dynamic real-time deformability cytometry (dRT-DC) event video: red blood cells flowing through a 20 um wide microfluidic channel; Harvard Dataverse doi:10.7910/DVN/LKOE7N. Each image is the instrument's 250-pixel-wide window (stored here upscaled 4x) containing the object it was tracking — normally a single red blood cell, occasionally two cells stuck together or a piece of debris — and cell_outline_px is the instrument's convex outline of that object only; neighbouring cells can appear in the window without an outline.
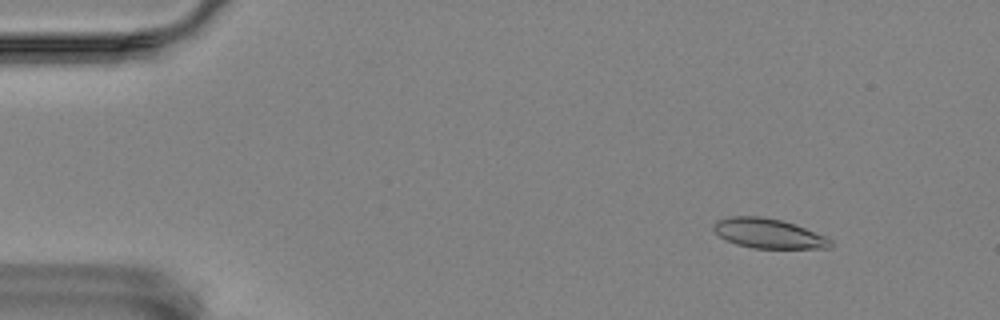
{"species": "Egyptian fruit bat (a non-hibernating species)", "species_latin": "Rousettus aegyptiacus", "temperature_condition": "room temperature", "stored_images_in_passage": 57, "camera_frame_rate_fps": 3000, "um_per_image_px": 0.085, "animal": {"sex": "female"}, "frame": {"image": 1, "passage_image": 7, "time_ms": 2.0, "image_size_px": [1000, 320], "cell_outline_px": [[832, 248], [752, 248], [736, 244], [724, 240], [712, 228], [712, 224], [716, 220], [728, 216], [760, 216], [780, 220], [796, 224], [824, 236], [832, 240]], "centroid_in_image_um": [65.28, 19.84], "position_along_channel_um": 19.7, "area_um2": 20.35}}
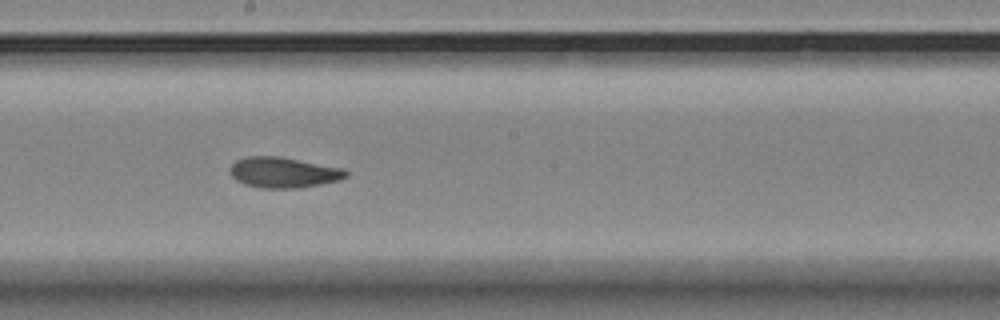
{"frame": {"image": 2, "passage_image": 32, "time_ms": 10.333, "image_size_px": [1000, 320], "cell_outline_px": [[348, 176], [340, 180], [300, 188], [260, 188], [244, 184], [236, 180], [232, 176], [228, 168], [236, 160], [248, 156], [280, 156], [344, 168], [348, 172]], "centroid_in_image_um": [24.1, 14.65], "position_along_channel_um": 224.1, "area_um2": 20.87}}
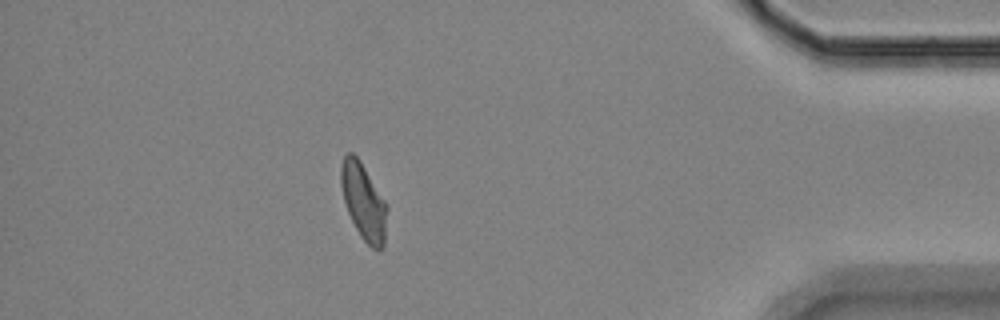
{"frame": {"image": 3, "passage_image": 51, "time_ms": 16.667, "image_size_px": [1000, 320], "cell_outline_px": [[388, 208], [384, 244], [380, 248], [372, 248], [360, 236], [348, 212], [344, 200], [340, 184], [340, 164], [344, 156], [348, 152], [352, 152], [356, 156], [364, 168], [384, 200]], "centroid_in_image_um": [30.88, 17.13], "position_along_channel_um": 404.3, "area_um2": 20.11}, "authors_computed_cell_mechanics": {"area_um2": 20.4034, "velocity_mm_per_s": 3.5103, "shape_relaxation_time_tau1_ms": 7.7857, "shape_relaxation_time_tau2_ms": 2.562, "deformation_change_tau1": 0.168, "deformation_change_tau2": 0.0726}}